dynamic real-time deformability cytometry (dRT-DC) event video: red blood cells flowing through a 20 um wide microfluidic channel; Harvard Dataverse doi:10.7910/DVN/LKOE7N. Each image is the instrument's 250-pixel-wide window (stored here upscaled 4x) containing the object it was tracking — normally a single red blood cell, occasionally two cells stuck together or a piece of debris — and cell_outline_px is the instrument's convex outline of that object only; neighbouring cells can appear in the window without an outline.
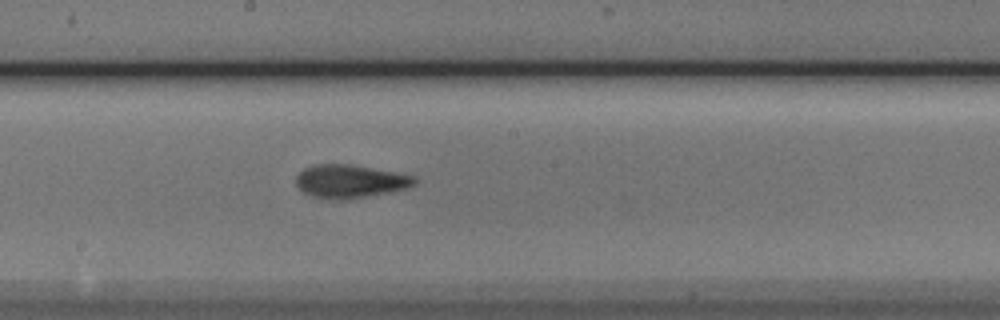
{"species": "Egyptian fruit bat (a non-hibernating species)", "species_latin": "Rousettus aegyptiacus", "temperature_condition": "cold", "stored_images_in_passage": 8, "camera_frame_rate_fps": 3000, "um_per_image_px": 0.085, "animal": {"sex": "male"}, "frame": {"image": 1, "passage_image": 8, "time_ms": 2.333, "image_size_px": [1000, 320], "cell_outline_px": [[416, 184], [408, 188], [348, 200], [336, 200], [312, 196], [304, 192], [296, 184], [296, 176], [304, 168], [312, 164], [352, 164], [416, 176]], "centroid_in_image_um": [29.76, 15.41], "position_along_channel_um": 218.4, "area_um2": 23.06}}